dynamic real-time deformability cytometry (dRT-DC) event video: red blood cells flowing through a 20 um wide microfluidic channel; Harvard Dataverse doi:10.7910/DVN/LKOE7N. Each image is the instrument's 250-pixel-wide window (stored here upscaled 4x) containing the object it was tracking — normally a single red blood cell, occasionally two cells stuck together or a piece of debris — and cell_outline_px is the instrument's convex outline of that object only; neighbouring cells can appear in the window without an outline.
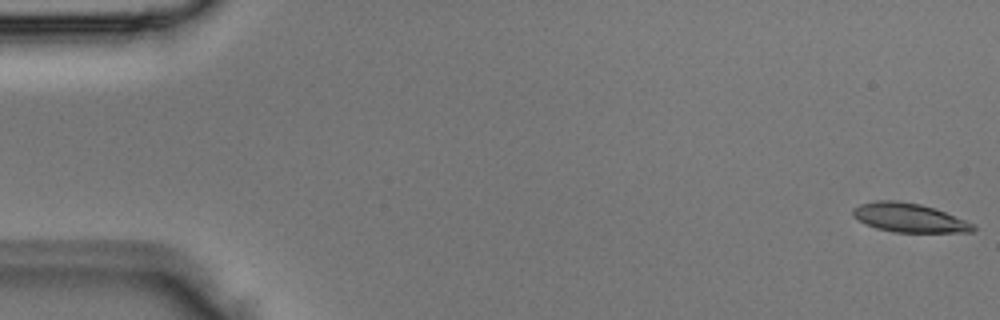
{"species": "Egyptian fruit bat (a non-hibernating species)", "species_latin": "Rousettus aegyptiacus", "temperature_condition": "room temperature", "stored_images_in_passage": 4, "segment_of_instrument_passage": [2, 2], "camera_frame_rate_fps": 3000, "um_per_image_px": 0.085, "animal": {"sex": "male"}, "frame": {"image": 1, "passage_image": 4, "time_ms": 1.0, "image_size_px": [1000, 320], "cell_outline_px": [[976, 228], [972, 232], [892, 232], [876, 228], [856, 220], [852, 216], [852, 208], [860, 204], [876, 200], [892, 200], [920, 204], [936, 208], [976, 224]], "centroid_in_image_um": [77.27, 18.51], "position_along_channel_um": 7.7, "area_um2": 20.52}}